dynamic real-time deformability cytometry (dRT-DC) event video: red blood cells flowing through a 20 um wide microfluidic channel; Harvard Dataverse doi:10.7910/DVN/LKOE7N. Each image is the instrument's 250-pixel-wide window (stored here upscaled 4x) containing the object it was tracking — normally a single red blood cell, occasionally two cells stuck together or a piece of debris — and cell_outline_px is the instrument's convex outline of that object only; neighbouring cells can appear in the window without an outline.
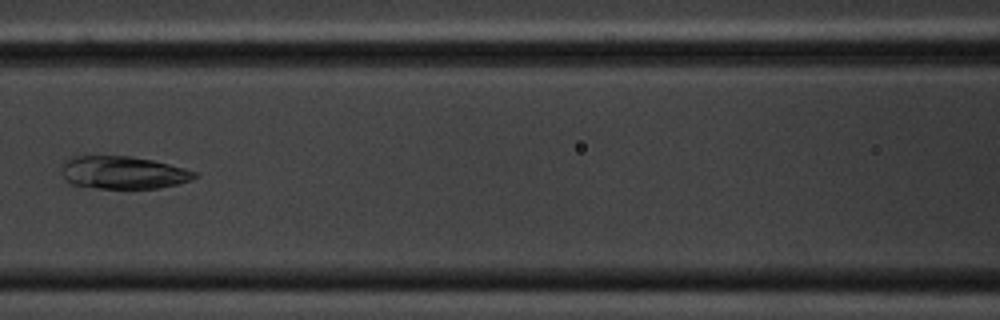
{"species": "common noctule bat (a hibernating species)", "species_latin": "Nyctalus noctula", "temperature_condition": "cold", "stored_images_in_passage": 6, "camera_frame_rate_fps": 3000, "um_per_image_px": 0.085, "animal": {"sex": "male", "body_mass_g": 20.1, "forearm_length_mm": 53.5}, "frame": {"image": 1, "passage_image": 6, "time_ms": 6.667, "image_size_px": [1000, 320], "cell_outline_px": [[200, 176], [192, 180], [176, 184], [156, 188], [96, 188], [72, 184], [64, 180], [64, 164], [72, 156], [132, 156], [152, 160], [200, 172]], "centroid_in_image_um": [10.54, 14.67], "position_along_channel_um": 156.1, "area_um2": 25.2}}